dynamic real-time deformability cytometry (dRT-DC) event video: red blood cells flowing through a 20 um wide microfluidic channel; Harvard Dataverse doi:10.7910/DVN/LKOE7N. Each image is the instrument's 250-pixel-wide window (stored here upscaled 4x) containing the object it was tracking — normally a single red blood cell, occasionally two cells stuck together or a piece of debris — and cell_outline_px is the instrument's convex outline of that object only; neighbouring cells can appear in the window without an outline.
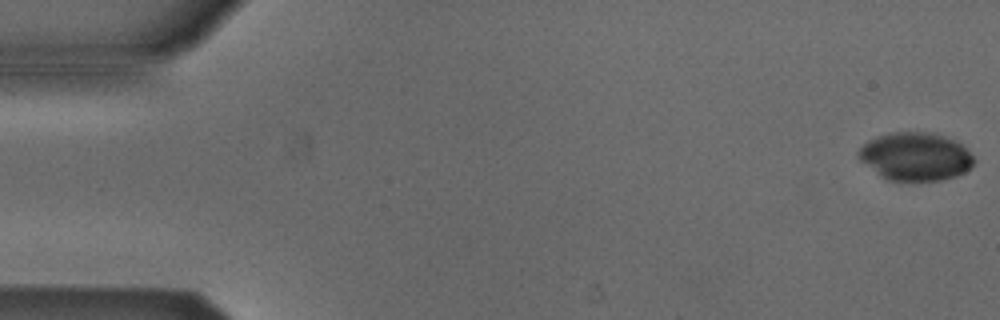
{"species": "Egyptian fruit bat (a non-hibernating species)", "species_latin": "Rousettus aegyptiacus", "temperature_condition": "cold", "stored_images_in_passage": 53, "camera_frame_rate_fps": 3000, "um_per_image_px": 0.085, "animal": {"sex": "male"}, "frame": {"image": 1, "passage_image": 1, "time_ms": 0.0, "image_size_px": [1000, 320], "cell_outline_px": [[976, 160], [964, 172], [956, 176], [940, 180], [888, 180], [880, 176], [860, 160], [856, 152], [868, 140], [880, 136], [896, 132], [920, 132], [944, 136], [956, 140]], "centroid_in_image_um": [77.79, 13.31], "position_along_channel_um": 7.2, "area_um2": 31.85}}
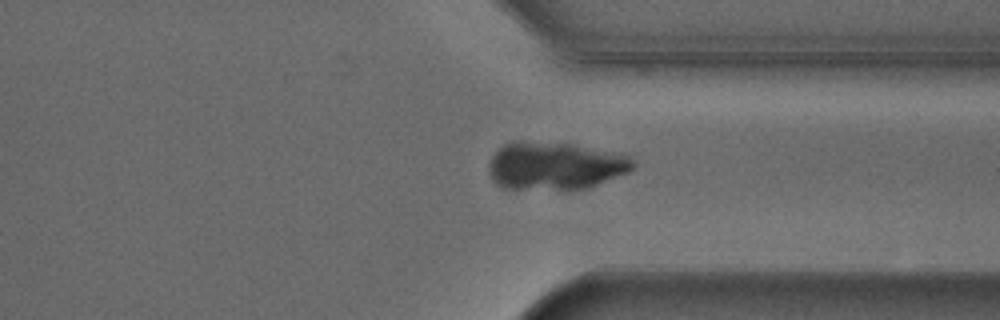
{"frame": {"image": 2, "passage_image": 40, "time_ms": 13.0, "image_size_px": [1000, 320], "cell_outline_px": [[636, 168], [628, 172], [588, 188], [500, 188], [492, 180], [488, 172], [488, 164], [492, 156], [504, 144], [520, 140], [524, 140], [572, 144], [632, 156], [636, 160]], "centroid_in_image_um": [47.18, 14.07], "position_along_channel_um": 364.2, "area_um2": 40.17}}
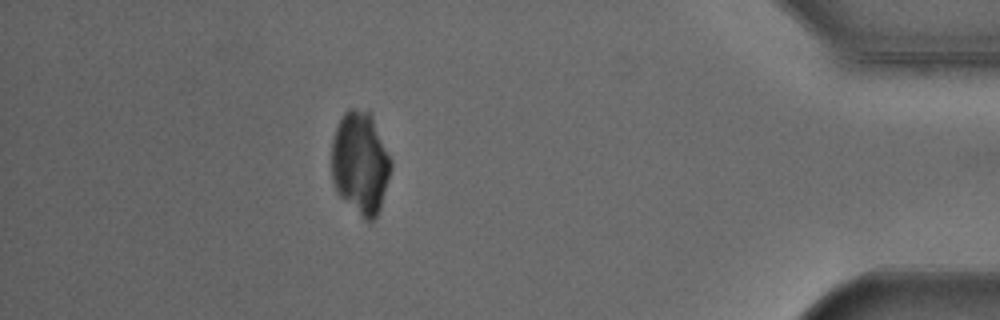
{"frame": {"image": 3, "passage_image": 47, "time_ms": 15.333, "image_size_px": [1000, 320], "cell_outline_px": [[392, 168], [380, 208], [376, 216], [372, 220], [364, 220], [336, 192], [332, 180], [332, 140], [336, 128], [344, 112], [348, 108], [352, 108], [368, 112], [372, 116], [392, 160]], "centroid_in_image_um": [30.62, 13.86], "position_along_channel_um": 404.6, "area_um2": 35.43}}